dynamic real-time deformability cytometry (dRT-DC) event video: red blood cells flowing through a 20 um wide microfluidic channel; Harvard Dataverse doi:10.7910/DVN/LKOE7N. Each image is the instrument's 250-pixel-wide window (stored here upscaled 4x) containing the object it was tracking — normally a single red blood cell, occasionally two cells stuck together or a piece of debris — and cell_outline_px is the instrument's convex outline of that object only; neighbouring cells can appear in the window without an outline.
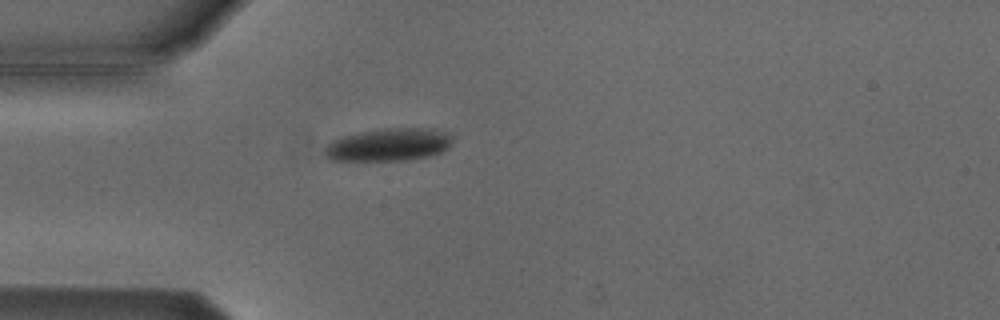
{"species": "Egyptian fruit bat (a non-hibernating species)", "species_latin": "Rousettus aegyptiacus", "temperature_condition": "cold", "stored_images_in_passage": 5, "camera_frame_rate_fps": 3000, "um_per_image_px": 0.085, "animal": {"sex": "male"}, "frame": {"image": 1, "passage_image": 5, "time_ms": 4.667, "image_size_px": [1000, 320], "cell_outline_px": [[452, 144], [448, 148], [440, 152], [428, 156], [408, 160], [332, 160], [324, 156], [324, 148], [332, 140], [344, 136], [360, 132], [384, 128], [436, 128], [452, 132]], "centroid_in_image_um": [33.1, 12.28], "position_along_channel_um": 51.9, "area_um2": 24.62}}